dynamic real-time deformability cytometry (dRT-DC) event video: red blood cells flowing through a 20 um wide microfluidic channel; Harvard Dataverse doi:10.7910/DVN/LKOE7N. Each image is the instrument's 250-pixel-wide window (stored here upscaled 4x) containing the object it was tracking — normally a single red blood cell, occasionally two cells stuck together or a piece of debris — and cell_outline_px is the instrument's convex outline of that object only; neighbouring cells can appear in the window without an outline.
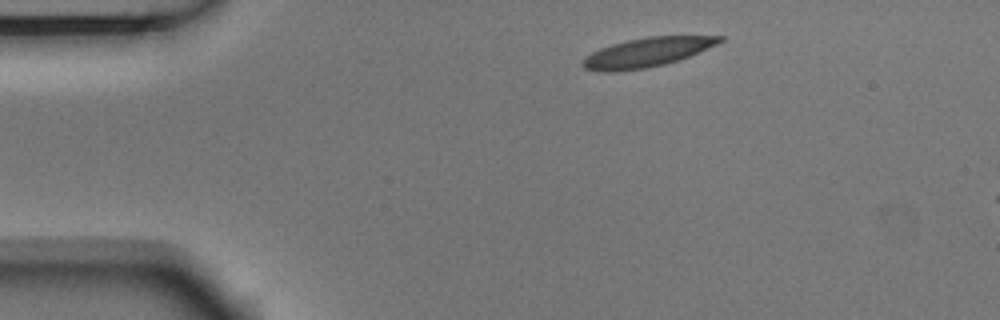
{"species": "Egyptian fruit bat (a non-hibernating species)", "species_latin": "Rousettus aegyptiacus", "temperature_condition": "room temperature", "stored_images_in_passage": 3, "camera_frame_rate_fps": 3000, "um_per_image_px": 0.085, "animal": {"sex": "male"}, "frame": {"image": 1, "passage_image": 1, "time_ms": 0.0, "image_size_px": [1000, 320], "cell_outline_px": [[724, 40], [716, 44], [688, 56], [664, 64], [648, 68], [612, 72], [600, 72], [584, 68], [580, 64], [580, 60], [584, 56], [600, 48], [612, 44], [644, 36], [724, 36]], "centroid_in_image_um": [54.9, 4.45], "position_along_channel_um": 30.1, "area_um2": 23.29}}